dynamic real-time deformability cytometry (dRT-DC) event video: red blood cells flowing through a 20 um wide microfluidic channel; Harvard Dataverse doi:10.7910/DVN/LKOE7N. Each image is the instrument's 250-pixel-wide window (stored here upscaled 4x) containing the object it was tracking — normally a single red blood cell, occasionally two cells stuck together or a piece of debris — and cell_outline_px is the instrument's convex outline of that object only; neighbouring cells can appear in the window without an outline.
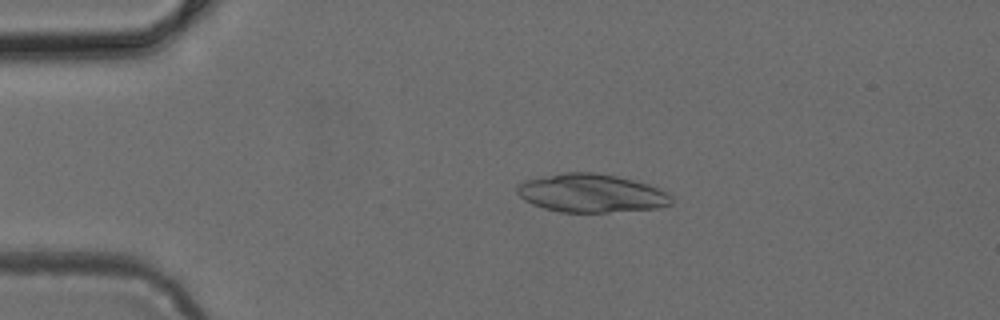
{"species": "common noctule bat (a hibernating species)", "species_latin": "Nyctalus noctula", "temperature_condition": "cold", "stored_images_in_passage": 40, "camera_frame_rate_fps": 3000, "um_per_image_px": 0.085, "animal": {"sex": "female", "body_mass_g": 24.6, "forearm_length_mm": 56.2}, "frame": {"image": 1, "passage_image": 2, "time_ms": 0.333, "image_size_px": [1000, 320], "cell_outline_px": [[672, 204], [660, 208], [608, 212], [560, 212], [544, 208], [532, 204], [524, 200], [516, 192], [516, 188], [524, 180], [564, 172], [592, 172], [616, 176], [648, 184], [668, 192], [672, 196]], "centroid_in_image_um": [50.27, 16.42], "position_along_channel_um": 34.7, "area_um2": 34.56}}